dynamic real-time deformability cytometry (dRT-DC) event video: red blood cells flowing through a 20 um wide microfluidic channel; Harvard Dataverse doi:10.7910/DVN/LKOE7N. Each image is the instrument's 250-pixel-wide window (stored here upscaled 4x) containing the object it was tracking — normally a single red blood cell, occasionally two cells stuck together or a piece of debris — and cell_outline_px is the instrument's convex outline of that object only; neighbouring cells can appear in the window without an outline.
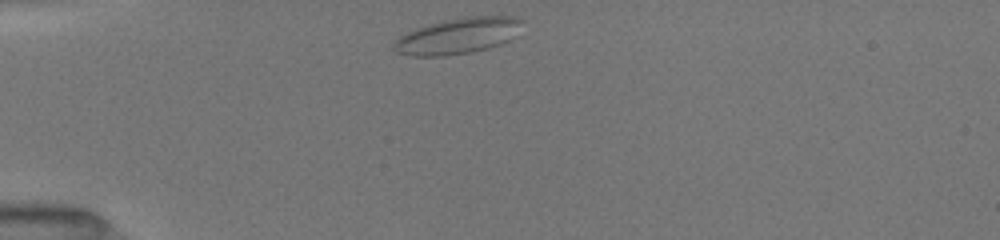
{"species": "common noctule bat (a hibernating species)", "species_latin": "Nyctalus noctula", "temperature_condition": "room temperature", "stored_images_in_passage": 8, "camera_frame_rate_fps": 3000, "um_per_image_px": 0.085, "animal": {"sex": "female", "body_mass_g": 19.5, "forearm_length_mm": 54.1}, "frame": {"image": 1, "passage_image": 1, "time_ms": 0.0, "image_size_px": [1000, 240], "cell_outline_px": [[520, 20], [508, 40], [500, 44], [468, 52], [440, 56], [408, 56], [396, 52], [392, 48], [392, 44], [400, 36], [416, 28], [428, 24], [444, 20], [472, 16], [512, 16]], "centroid_in_image_um": [38.77, 3.06], "position_along_channel_um": 46.2, "area_um2": 26.01}}
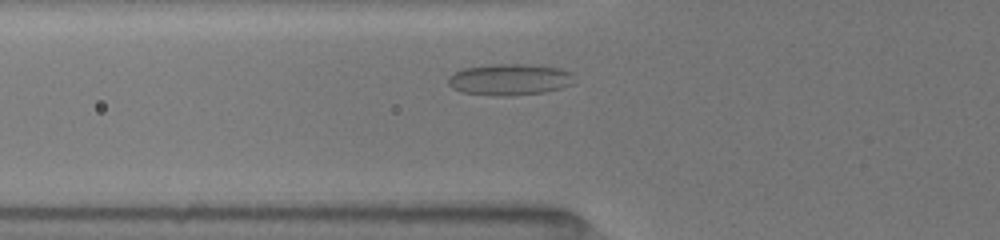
{"frame": {"image": 2, "passage_image": 5, "time_ms": 1.667, "image_size_px": [1000, 240], "cell_outline_px": [[572, 84], [560, 88], [544, 92], [512, 96], [492, 96], [460, 92], [452, 88], [448, 84], [448, 76], [464, 68], [496, 64], [528, 64], [560, 68], [572, 72]], "centroid_in_image_um": [43.29, 6.77], "position_along_channel_um": 82.5, "area_um2": 23.18}}